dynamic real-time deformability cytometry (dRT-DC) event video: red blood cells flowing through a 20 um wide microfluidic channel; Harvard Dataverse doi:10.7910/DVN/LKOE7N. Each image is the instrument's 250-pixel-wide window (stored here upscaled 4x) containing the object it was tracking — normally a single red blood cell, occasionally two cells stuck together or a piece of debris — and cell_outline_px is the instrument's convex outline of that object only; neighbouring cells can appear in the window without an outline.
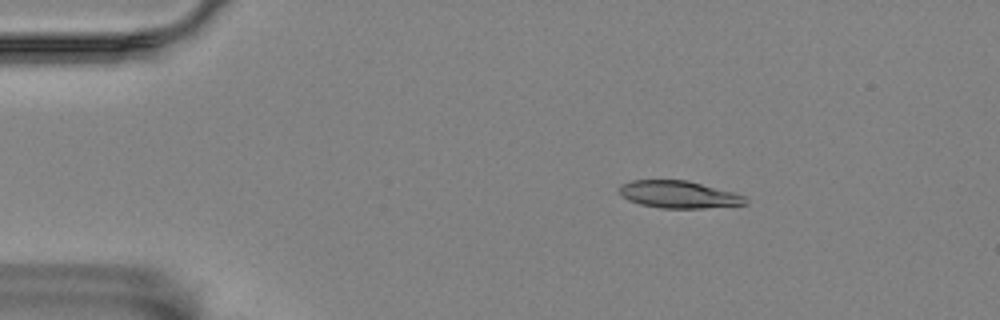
{"species": "Egyptian fruit bat (a non-hibernating species)", "species_latin": "Rousettus aegyptiacus", "temperature_condition": "room temperature", "stored_images_in_passage": 9, "camera_frame_rate_fps": 3000, "um_per_image_px": 0.085, "animal": {"sex": "female"}, "frame": {"image": 1, "passage_image": 3, "time_ms": 2.667, "image_size_px": [1000, 320], "cell_outline_px": [[748, 204], [704, 208], [660, 208], [640, 204], [628, 200], [620, 192], [620, 184], [632, 180], [688, 180], [732, 192], [744, 196], [748, 200]], "centroid_in_image_um": [57.7, 16.53], "position_along_channel_um": 27.3, "area_um2": 19.94}}
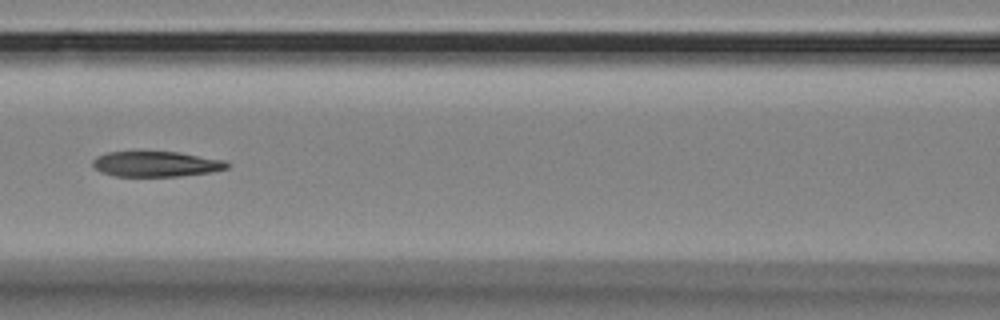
{"frame": {"image": 2, "passage_image": 7, "time_ms": 8.0, "image_size_px": [1000, 320], "cell_outline_px": [[232, 164], [228, 168], [212, 172], [180, 176], [116, 176], [100, 172], [92, 164], [92, 160], [96, 156], [108, 152], [180, 152], [224, 160]], "centroid_in_image_um": [13.3, 13.94], "position_along_channel_um": 153.3, "area_um2": 19.94}}
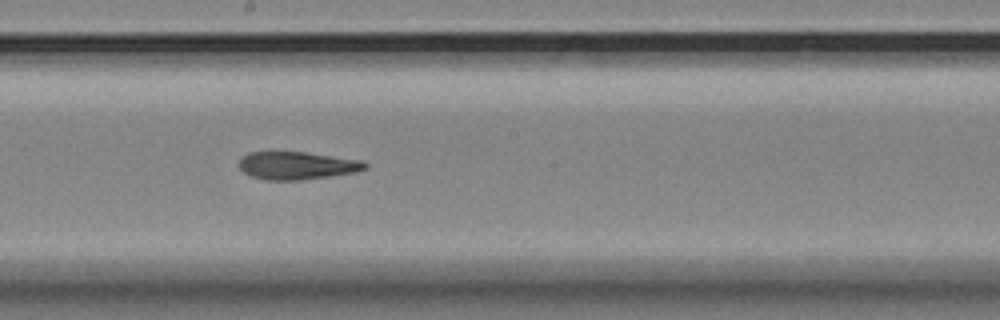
{"frame": {"image": 3, "passage_image": 9, "time_ms": 10.0, "image_size_px": [1000, 320], "cell_outline_px": [[368, 168], [356, 172], [300, 180], [264, 180], [252, 176], [244, 172], [240, 168], [240, 160], [248, 152], [304, 152], [364, 160], [368, 164]], "centroid_in_image_um": [25.29, 14.07], "position_along_channel_um": 222.9, "area_um2": 20.35}}